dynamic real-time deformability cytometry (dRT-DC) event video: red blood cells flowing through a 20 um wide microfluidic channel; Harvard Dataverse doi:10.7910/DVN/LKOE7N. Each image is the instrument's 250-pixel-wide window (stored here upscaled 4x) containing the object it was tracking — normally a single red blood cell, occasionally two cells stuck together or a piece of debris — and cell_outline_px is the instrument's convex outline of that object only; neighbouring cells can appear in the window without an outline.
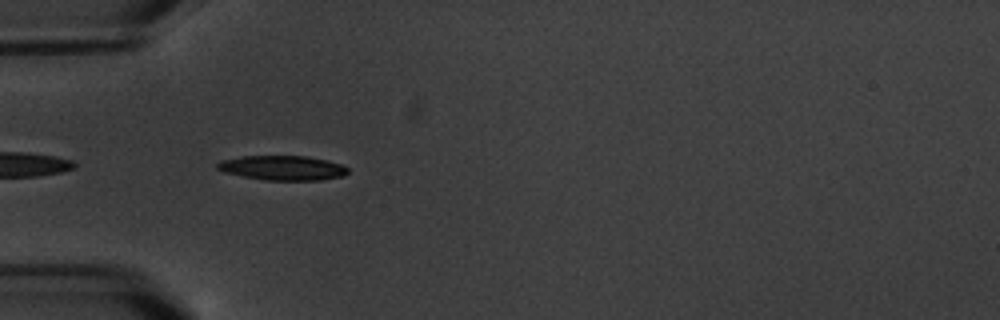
{"species": "common noctule bat (a hibernating species)", "species_latin": "Nyctalus noctula", "temperature_condition": "warm", "stored_images_in_passage": 7, "camera_frame_rate_fps": 3000, "um_per_image_px": 0.085, "animal": {"sex": "male", "body_mass_g": 20.1, "forearm_length_mm": 53.5}, "frame": {"image": 1, "passage_image": 5, "time_ms": 5.333, "image_size_px": [1000, 320], "cell_outline_px": [[348, 172], [344, 176], [320, 180], [264, 180], [224, 172], [216, 168], [216, 164], [220, 160], [240, 156], [304, 156], [328, 160], [340, 164], [348, 168]], "centroid_in_image_um": [24.01, 14.27], "position_along_channel_um": 61.0, "area_um2": 18.73}}